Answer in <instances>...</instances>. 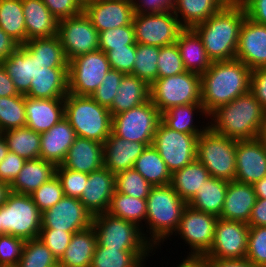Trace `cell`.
<instances>
[{"label": "cell", "mask_w": 266, "mask_h": 267, "mask_svg": "<svg viewBox=\"0 0 266 267\" xmlns=\"http://www.w3.org/2000/svg\"><path fill=\"white\" fill-rule=\"evenodd\" d=\"M251 69L238 59L213 61L201 75V104L210 115L250 91Z\"/></svg>", "instance_id": "1"}, {"label": "cell", "mask_w": 266, "mask_h": 267, "mask_svg": "<svg viewBox=\"0 0 266 267\" xmlns=\"http://www.w3.org/2000/svg\"><path fill=\"white\" fill-rule=\"evenodd\" d=\"M266 110L251 91L219 106L209 115V127L236 141L257 139Z\"/></svg>", "instance_id": "2"}, {"label": "cell", "mask_w": 266, "mask_h": 267, "mask_svg": "<svg viewBox=\"0 0 266 267\" xmlns=\"http://www.w3.org/2000/svg\"><path fill=\"white\" fill-rule=\"evenodd\" d=\"M245 18L246 11L242 4H226L206 21L193 27L212 62L235 59Z\"/></svg>", "instance_id": "3"}, {"label": "cell", "mask_w": 266, "mask_h": 267, "mask_svg": "<svg viewBox=\"0 0 266 267\" xmlns=\"http://www.w3.org/2000/svg\"><path fill=\"white\" fill-rule=\"evenodd\" d=\"M146 202V222L141 229L145 239L152 247L162 250L161 245H164L165 241L171 240L177 231L188 203L178 196L170 184L152 186Z\"/></svg>", "instance_id": "4"}, {"label": "cell", "mask_w": 266, "mask_h": 267, "mask_svg": "<svg viewBox=\"0 0 266 267\" xmlns=\"http://www.w3.org/2000/svg\"><path fill=\"white\" fill-rule=\"evenodd\" d=\"M64 105L65 119L76 137L104 144L112 133V115L107 107L99 105L91 96L71 93L64 98Z\"/></svg>", "instance_id": "5"}, {"label": "cell", "mask_w": 266, "mask_h": 267, "mask_svg": "<svg viewBox=\"0 0 266 267\" xmlns=\"http://www.w3.org/2000/svg\"><path fill=\"white\" fill-rule=\"evenodd\" d=\"M2 235L8 234L24 241L38 238L42 226V212L30 195L10 192L0 206Z\"/></svg>", "instance_id": "6"}, {"label": "cell", "mask_w": 266, "mask_h": 267, "mask_svg": "<svg viewBox=\"0 0 266 267\" xmlns=\"http://www.w3.org/2000/svg\"><path fill=\"white\" fill-rule=\"evenodd\" d=\"M236 140L215 133L210 127L197 139L196 158L211 177L234 181L236 176Z\"/></svg>", "instance_id": "7"}, {"label": "cell", "mask_w": 266, "mask_h": 267, "mask_svg": "<svg viewBox=\"0 0 266 267\" xmlns=\"http://www.w3.org/2000/svg\"><path fill=\"white\" fill-rule=\"evenodd\" d=\"M150 88V99L160 114L175 106L201 103V75L194 72L157 79Z\"/></svg>", "instance_id": "8"}, {"label": "cell", "mask_w": 266, "mask_h": 267, "mask_svg": "<svg viewBox=\"0 0 266 267\" xmlns=\"http://www.w3.org/2000/svg\"><path fill=\"white\" fill-rule=\"evenodd\" d=\"M97 243L108 249H154L135 223L102 213L93 217Z\"/></svg>", "instance_id": "9"}, {"label": "cell", "mask_w": 266, "mask_h": 267, "mask_svg": "<svg viewBox=\"0 0 266 267\" xmlns=\"http://www.w3.org/2000/svg\"><path fill=\"white\" fill-rule=\"evenodd\" d=\"M161 114L151 99L112 116V132L124 140L151 146Z\"/></svg>", "instance_id": "10"}, {"label": "cell", "mask_w": 266, "mask_h": 267, "mask_svg": "<svg viewBox=\"0 0 266 267\" xmlns=\"http://www.w3.org/2000/svg\"><path fill=\"white\" fill-rule=\"evenodd\" d=\"M110 70L107 55L102 50L75 57L68 61V92L92 96Z\"/></svg>", "instance_id": "11"}, {"label": "cell", "mask_w": 266, "mask_h": 267, "mask_svg": "<svg viewBox=\"0 0 266 267\" xmlns=\"http://www.w3.org/2000/svg\"><path fill=\"white\" fill-rule=\"evenodd\" d=\"M197 139V135L175 131L160 120L152 146L159 152L172 174L196 159Z\"/></svg>", "instance_id": "12"}, {"label": "cell", "mask_w": 266, "mask_h": 267, "mask_svg": "<svg viewBox=\"0 0 266 267\" xmlns=\"http://www.w3.org/2000/svg\"><path fill=\"white\" fill-rule=\"evenodd\" d=\"M218 217L197 211L187 205L180 224L173 236L182 239L189 246L187 256H204L212 246ZM180 237V238H179Z\"/></svg>", "instance_id": "13"}, {"label": "cell", "mask_w": 266, "mask_h": 267, "mask_svg": "<svg viewBox=\"0 0 266 267\" xmlns=\"http://www.w3.org/2000/svg\"><path fill=\"white\" fill-rule=\"evenodd\" d=\"M136 43L163 47L175 44L183 27L173 11L151 14H134Z\"/></svg>", "instance_id": "14"}, {"label": "cell", "mask_w": 266, "mask_h": 267, "mask_svg": "<svg viewBox=\"0 0 266 267\" xmlns=\"http://www.w3.org/2000/svg\"><path fill=\"white\" fill-rule=\"evenodd\" d=\"M58 36L67 61L99 50V32L84 12L59 20Z\"/></svg>", "instance_id": "15"}, {"label": "cell", "mask_w": 266, "mask_h": 267, "mask_svg": "<svg viewBox=\"0 0 266 267\" xmlns=\"http://www.w3.org/2000/svg\"><path fill=\"white\" fill-rule=\"evenodd\" d=\"M249 225L241 221L218 218L214 239L206 258L243 259L248 249Z\"/></svg>", "instance_id": "16"}, {"label": "cell", "mask_w": 266, "mask_h": 267, "mask_svg": "<svg viewBox=\"0 0 266 267\" xmlns=\"http://www.w3.org/2000/svg\"><path fill=\"white\" fill-rule=\"evenodd\" d=\"M93 216L77 198L64 196L42 213L41 229L76 233L92 226Z\"/></svg>", "instance_id": "17"}, {"label": "cell", "mask_w": 266, "mask_h": 267, "mask_svg": "<svg viewBox=\"0 0 266 267\" xmlns=\"http://www.w3.org/2000/svg\"><path fill=\"white\" fill-rule=\"evenodd\" d=\"M83 12L98 32L132 24V0H91L83 4Z\"/></svg>", "instance_id": "18"}, {"label": "cell", "mask_w": 266, "mask_h": 267, "mask_svg": "<svg viewBox=\"0 0 266 267\" xmlns=\"http://www.w3.org/2000/svg\"><path fill=\"white\" fill-rule=\"evenodd\" d=\"M235 58L251 70L266 67V25L246 16L240 29Z\"/></svg>", "instance_id": "19"}, {"label": "cell", "mask_w": 266, "mask_h": 267, "mask_svg": "<svg viewBox=\"0 0 266 267\" xmlns=\"http://www.w3.org/2000/svg\"><path fill=\"white\" fill-rule=\"evenodd\" d=\"M266 176V149L258 139L236 142L235 181L254 185Z\"/></svg>", "instance_id": "20"}, {"label": "cell", "mask_w": 266, "mask_h": 267, "mask_svg": "<svg viewBox=\"0 0 266 267\" xmlns=\"http://www.w3.org/2000/svg\"><path fill=\"white\" fill-rule=\"evenodd\" d=\"M115 190V174L103 166L88 174L79 201L94 217L107 212Z\"/></svg>", "instance_id": "21"}, {"label": "cell", "mask_w": 266, "mask_h": 267, "mask_svg": "<svg viewBox=\"0 0 266 267\" xmlns=\"http://www.w3.org/2000/svg\"><path fill=\"white\" fill-rule=\"evenodd\" d=\"M26 125L37 133L47 132L65 118L64 99H37L25 95Z\"/></svg>", "instance_id": "22"}, {"label": "cell", "mask_w": 266, "mask_h": 267, "mask_svg": "<svg viewBox=\"0 0 266 267\" xmlns=\"http://www.w3.org/2000/svg\"><path fill=\"white\" fill-rule=\"evenodd\" d=\"M147 146L146 143L124 140L112 132L103 144L104 167L115 175L131 169Z\"/></svg>", "instance_id": "23"}, {"label": "cell", "mask_w": 266, "mask_h": 267, "mask_svg": "<svg viewBox=\"0 0 266 267\" xmlns=\"http://www.w3.org/2000/svg\"><path fill=\"white\" fill-rule=\"evenodd\" d=\"M103 159L104 150L102 143L76 137L60 166L89 174L104 166Z\"/></svg>", "instance_id": "24"}, {"label": "cell", "mask_w": 266, "mask_h": 267, "mask_svg": "<svg viewBox=\"0 0 266 267\" xmlns=\"http://www.w3.org/2000/svg\"><path fill=\"white\" fill-rule=\"evenodd\" d=\"M256 193L251 184L228 181L221 219L248 223L256 202Z\"/></svg>", "instance_id": "25"}, {"label": "cell", "mask_w": 266, "mask_h": 267, "mask_svg": "<svg viewBox=\"0 0 266 267\" xmlns=\"http://www.w3.org/2000/svg\"><path fill=\"white\" fill-rule=\"evenodd\" d=\"M76 134L70 123L63 118L47 132L41 133L40 158L61 165Z\"/></svg>", "instance_id": "26"}, {"label": "cell", "mask_w": 266, "mask_h": 267, "mask_svg": "<svg viewBox=\"0 0 266 267\" xmlns=\"http://www.w3.org/2000/svg\"><path fill=\"white\" fill-rule=\"evenodd\" d=\"M27 41L58 35L57 18L42 0H22Z\"/></svg>", "instance_id": "27"}, {"label": "cell", "mask_w": 266, "mask_h": 267, "mask_svg": "<svg viewBox=\"0 0 266 267\" xmlns=\"http://www.w3.org/2000/svg\"><path fill=\"white\" fill-rule=\"evenodd\" d=\"M195 116L196 118L197 116H199V118L202 116L201 119L204 121L206 120V123L204 121L201 122L202 124L197 122L199 124L197 125V123L194 122ZM203 117L205 119H203ZM208 118L209 114L205 111L201 103L179 105L168 109L164 113H161V121L167 127L181 133L197 135L198 137L209 128Z\"/></svg>", "instance_id": "28"}, {"label": "cell", "mask_w": 266, "mask_h": 267, "mask_svg": "<svg viewBox=\"0 0 266 267\" xmlns=\"http://www.w3.org/2000/svg\"><path fill=\"white\" fill-rule=\"evenodd\" d=\"M155 249H108L96 244L90 267H148ZM153 255V256H152Z\"/></svg>", "instance_id": "29"}, {"label": "cell", "mask_w": 266, "mask_h": 267, "mask_svg": "<svg viewBox=\"0 0 266 267\" xmlns=\"http://www.w3.org/2000/svg\"><path fill=\"white\" fill-rule=\"evenodd\" d=\"M186 71L202 75L212 63L202 39L193 28H183L175 42Z\"/></svg>", "instance_id": "30"}, {"label": "cell", "mask_w": 266, "mask_h": 267, "mask_svg": "<svg viewBox=\"0 0 266 267\" xmlns=\"http://www.w3.org/2000/svg\"><path fill=\"white\" fill-rule=\"evenodd\" d=\"M56 175V165L41 158L26 160L10 185L11 192L30 195Z\"/></svg>", "instance_id": "31"}, {"label": "cell", "mask_w": 266, "mask_h": 267, "mask_svg": "<svg viewBox=\"0 0 266 267\" xmlns=\"http://www.w3.org/2000/svg\"><path fill=\"white\" fill-rule=\"evenodd\" d=\"M150 85L137 76L127 74L121 80L112 105L108 108L114 116L137 107L150 99Z\"/></svg>", "instance_id": "32"}, {"label": "cell", "mask_w": 266, "mask_h": 267, "mask_svg": "<svg viewBox=\"0 0 266 267\" xmlns=\"http://www.w3.org/2000/svg\"><path fill=\"white\" fill-rule=\"evenodd\" d=\"M96 244L93 226L73 233L71 242L58 262L66 267H90Z\"/></svg>", "instance_id": "33"}, {"label": "cell", "mask_w": 266, "mask_h": 267, "mask_svg": "<svg viewBox=\"0 0 266 267\" xmlns=\"http://www.w3.org/2000/svg\"><path fill=\"white\" fill-rule=\"evenodd\" d=\"M228 181L215 177H209L203 182L200 190L188 202L193 209L208 214H212L219 218L226 197Z\"/></svg>", "instance_id": "34"}, {"label": "cell", "mask_w": 266, "mask_h": 267, "mask_svg": "<svg viewBox=\"0 0 266 267\" xmlns=\"http://www.w3.org/2000/svg\"><path fill=\"white\" fill-rule=\"evenodd\" d=\"M209 177V171L196 158L190 164L171 174L170 185L178 196L188 203Z\"/></svg>", "instance_id": "35"}, {"label": "cell", "mask_w": 266, "mask_h": 267, "mask_svg": "<svg viewBox=\"0 0 266 267\" xmlns=\"http://www.w3.org/2000/svg\"><path fill=\"white\" fill-rule=\"evenodd\" d=\"M225 5L223 0H175L173 12L183 28H193Z\"/></svg>", "instance_id": "36"}, {"label": "cell", "mask_w": 266, "mask_h": 267, "mask_svg": "<svg viewBox=\"0 0 266 267\" xmlns=\"http://www.w3.org/2000/svg\"><path fill=\"white\" fill-rule=\"evenodd\" d=\"M133 168L137 170L152 186H164L171 182L168 170L159 152L151 145L136 159Z\"/></svg>", "instance_id": "37"}, {"label": "cell", "mask_w": 266, "mask_h": 267, "mask_svg": "<svg viewBox=\"0 0 266 267\" xmlns=\"http://www.w3.org/2000/svg\"><path fill=\"white\" fill-rule=\"evenodd\" d=\"M2 134L6 140L9 151L14 152L26 160L40 158V133L24 126L7 130Z\"/></svg>", "instance_id": "38"}, {"label": "cell", "mask_w": 266, "mask_h": 267, "mask_svg": "<svg viewBox=\"0 0 266 267\" xmlns=\"http://www.w3.org/2000/svg\"><path fill=\"white\" fill-rule=\"evenodd\" d=\"M22 0H0V28L20 46L27 42Z\"/></svg>", "instance_id": "39"}, {"label": "cell", "mask_w": 266, "mask_h": 267, "mask_svg": "<svg viewBox=\"0 0 266 267\" xmlns=\"http://www.w3.org/2000/svg\"><path fill=\"white\" fill-rule=\"evenodd\" d=\"M68 93V73H40L32 79L26 96L37 99H64Z\"/></svg>", "instance_id": "40"}, {"label": "cell", "mask_w": 266, "mask_h": 267, "mask_svg": "<svg viewBox=\"0 0 266 267\" xmlns=\"http://www.w3.org/2000/svg\"><path fill=\"white\" fill-rule=\"evenodd\" d=\"M107 213L137 224L140 228L145 225L147 215L146 199H138L115 190Z\"/></svg>", "instance_id": "41"}, {"label": "cell", "mask_w": 266, "mask_h": 267, "mask_svg": "<svg viewBox=\"0 0 266 267\" xmlns=\"http://www.w3.org/2000/svg\"><path fill=\"white\" fill-rule=\"evenodd\" d=\"M1 63L13 81L18 93L26 95L31 86L29 50L24 45H21Z\"/></svg>", "instance_id": "42"}, {"label": "cell", "mask_w": 266, "mask_h": 267, "mask_svg": "<svg viewBox=\"0 0 266 267\" xmlns=\"http://www.w3.org/2000/svg\"><path fill=\"white\" fill-rule=\"evenodd\" d=\"M24 46L42 62H52V68H68V61L58 35L28 40Z\"/></svg>", "instance_id": "43"}, {"label": "cell", "mask_w": 266, "mask_h": 267, "mask_svg": "<svg viewBox=\"0 0 266 267\" xmlns=\"http://www.w3.org/2000/svg\"><path fill=\"white\" fill-rule=\"evenodd\" d=\"M160 47L136 43V57L132 75L146 81L150 86L158 79Z\"/></svg>", "instance_id": "44"}, {"label": "cell", "mask_w": 266, "mask_h": 267, "mask_svg": "<svg viewBox=\"0 0 266 267\" xmlns=\"http://www.w3.org/2000/svg\"><path fill=\"white\" fill-rule=\"evenodd\" d=\"M25 125V95L0 97V133Z\"/></svg>", "instance_id": "45"}, {"label": "cell", "mask_w": 266, "mask_h": 267, "mask_svg": "<svg viewBox=\"0 0 266 267\" xmlns=\"http://www.w3.org/2000/svg\"><path fill=\"white\" fill-rule=\"evenodd\" d=\"M57 262V258L38 237L24 242L16 267H52Z\"/></svg>", "instance_id": "46"}, {"label": "cell", "mask_w": 266, "mask_h": 267, "mask_svg": "<svg viewBox=\"0 0 266 267\" xmlns=\"http://www.w3.org/2000/svg\"><path fill=\"white\" fill-rule=\"evenodd\" d=\"M152 185L134 168L115 175V189L125 195L138 199H146Z\"/></svg>", "instance_id": "47"}, {"label": "cell", "mask_w": 266, "mask_h": 267, "mask_svg": "<svg viewBox=\"0 0 266 267\" xmlns=\"http://www.w3.org/2000/svg\"><path fill=\"white\" fill-rule=\"evenodd\" d=\"M125 45H136L133 24L99 32V50L107 53Z\"/></svg>", "instance_id": "48"}, {"label": "cell", "mask_w": 266, "mask_h": 267, "mask_svg": "<svg viewBox=\"0 0 266 267\" xmlns=\"http://www.w3.org/2000/svg\"><path fill=\"white\" fill-rule=\"evenodd\" d=\"M33 202L43 213L53 207L65 195L60 179L55 175L49 181L43 183L38 189L30 194Z\"/></svg>", "instance_id": "49"}, {"label": "cell", "mask_w": 266, "mask_h": 267, "mask_svg": "<svg viewBox=\"0 0 266 267\" xmlns=\"http://www.w3.org/2000/svg\"><path fill=\"white\" fill-rule=\"evenodd\" d=\"M186 71L179 49L175 44L160 47L158 79L178 75Z\"/></svg>", "instance_id": "50"}, {"label": "cell", "mask_w": 266, "mask_h": 267, "mask_svg": "<svg viewBox=\"0 0 266 267\" xmlns=\"http://www.w3.org/2000/svg\"><path fill=\"white\" fill-rule=\"evenodd\" d=\"M246 259L255 266L266 267V226H249Z\"/></svg>", "instance_id": "51"}, {"label": "cell", "mask_w": 266, "mask_h": 267, "mask_svg": "<svg viewBox=\"0 0 266 267\" xmlns=\"http://www.w3.org/2000/svg\"><path fill=\"white\" fill-rule=\"evenodd\" d=\"M56 175L61 181L64 195L66 197L80 199L88 180V174L57 165Z\"/></svg>", "instance_id": "52"}, {"label": "cell", "mask_w": 266, "mask_h": 267, "mask_svg": "<svg viewBox=\"0 0 266 267\" xmlns=\"http://www.w3.org/2000/svg\"><path fill=\"white\" fill-rule=\"evenodd\" d=\"M124 73L111 69L108 71L96 91L91 96L99 105L109 108L117 95Z\"/></svg>", "instance_id": "53"}, {"label": "cell", "mask_w": 266, "mask_h": 267, "mask_svg": "<svg viewBox=\"0 0 266 267\" xmlns=\"http://www.w3.org/2000/svg\"><path fill=\"white\" fill-rule=\"evenodd\" d=\"M24 240L4 234L0 236V267H16L21 258Z\"/></svg>", "instance_id": "54"}, {"label": "cell", "mask_w": 266, "mask_h": 267, "mask_svg": "<svg viewBox=\"0 0 266 267\" xmlns=\"http://www.w3.org/2000/svg\"><path fill=\"white\" fill-rule=\"evenodd\" d=\"M106 55L111 69L120 71L125 75H132L136 57V45L114 48L109 50Z\"/></svg>", "instance_id": "55"}, {"label": "cell", "mask_w": 266, "mask_h": 267, "mask_svg": "<svg viewBox=\"0 0 266 267\" xmlns=\"http://www.w3.org/2000/svg\"><path fill=\"white\" fill-rule=\"evenodd\" d=\"M72 236V232L56 229H41L39 239L42 240L57 260H59L71 242Z\"/></svg>", "instance_id": "56"}, {"label": "cell", "mask_w": 266, "mask_h": 267, "mask_svg": "<svg viewBox=\"0 0 266 267\" xmlns=\"http://www.w3.org/2000/svg\"><path fill=\"white\" fill-rule=\"evenodd\" d=\"M50 12L61 20L74 17L83 12V3L80 0H42Z\"/></svg>", "instance_id": "57"}, {"label": "cell", "mask_w": 266, "mask_h": 267, "mask_svg": "<svg viewBox=\"0 0 266 267\" xmlns=\"http://www.w3.org/2000/svg\"><path fill=\"white\" fill-rule=\"evenodd\" d=\"M25 162L26 159L8 151L6 157L0 162V181L11 185Z\"/></svg>", "instance_id": "58"}, {"label": "cell", "mask_w": 266, "mask_h": 267, "mask_svg": "<svg viewBox=\"0 0 266 267\" xmlns=\"http://www.w3.org/2000/svg\"><path fill=\"white\" fill-rule=\"evenodd\" d=\"M134 14H151L173 11L175 0H132Z\"/></svg>", "instance_id": "59"}, {"label": "cell", "mask_w": 266, "mask_h": 267, "mask_svg": "<svg viewBox=\"0 0 266 267\" xmlns=\"http://www.w3.org/2000/svg\"><path fill=\"white\" fill-rule=\"evenodd\" d=\"M250 91L266 110V67H259L251 71Z\"/></svg>", "instance_id": "60"}, {"label": "cell", "mask_w": 266, "mask_h": 267, "mask_svg": "<svg viewBox=\"0 0 266 267\" xmlns=\"http://www.w3.org/2000/svg\"><path fill=\"white\" fill-rule=\"evenodd\" d=\"M242 5L249 19L266 25V0H245Z\"/></svg>", "instance_id": "61"}, {"label": "cell", "mask_w": 266, "mask_h": 267, "mask_svg": "<svg viewBox=\"0 0 266 267\" xmlns=\"http://www.w3.org/2000/svg\"><path fill=\"white\" fill-rule=\"evenodd\" d=\"M30 81L40 73H68V68H52V62H42L29 51Z\"/></svg>", "instance_id": "62"}, {"label": "cell", "mask_w": 266, "mask_h": 267, "mask_svg": "<svg viewBox=\"0 0 266 267\" xmlns=\"http://www.w3.org/2000/svg\"><path fill=\"white\" fill-rule=\"evenodd\" d=\"M247 224L249 226H266V199H256Z\"/></svg>", "instance_id": "63"}, {"label": "cell", "mask_w": 266, "mask_h": 267, "mask_svg": "<svg viewBox=\"0 0 266 267\" xmlns=\"http://www.w3.org/2000/svg\"><path fill=\"white\" fill-rule=\"evenodd\" d=\"M208 267H258L248 259H217L207 258Z\"/></svg>", "instance_id": "64"}, {"label": "cell", "mask_w": 266, "mask_h": 267, "mask_svg": "<svg viewBox=\"0 0 266 267\" xmlns=\"http://www.w3.org/2000/svg\"><path fill=\"white\" fill-rule=\"evenodd\" d=\"M20 45L0 28V63L6 60Z\"/></svg>", "instance_id": "65"}, {"label": "cell", "mask_w": 266, "mask_h": 267, "mask_svg": "<svg viewBox=\"0 0 266 267\" xmlns=\"http://www.w3.org/2000/svg\"><path fill=\"white\" fill-rule=\"evenodd\" d=\"M18 94L13 81L7 74L2 63H0V97L16 96Z\"/></svg>", "instance_id": "66"}, {"label": "cell", "mask_w": 266, "mask_h": 267, "mask_svg": "<svg viewBox=\"0 0 266 267\" xmlns=\"http://www.w3.org/2000/svg\"><path fill=\"white\" fill-rule=\"evenodd\" d=\"M180 261L174 267H208L207 258L204 256H185Z\"/></svg>", "instance_id": "67"}, {"label": "cell", "mask_w": 266, "mask_h": 267, "mask_svg": "<svg viewBox=\"0 0 266 267\" xmlns=\"http://www.w3.org/2000/svg\"><path fill=\"white\" fill-rule=\"evenodd\" d=\"M254 190L257 198L266 199V176L254 185Z\"/></svg>", "instance_id": "68"}, {"label": "cell", "mask_w": 266, "mask_h": 267, "mask_svg": "<svg viewBox=\"0 0 266 267\" xmlns=\"http://www.w3.org/2000/svg\"><path fill=\"white\" fill-rule=\"evenodd\" d=\"M10 192V185L0 181V206L6 201Z\"/></svg>", "instance_id": "69"}, {"label": "cell", "mask_w": 266, "mask_h": 267, "mask_svg": "<svg viewBox=\"0 0 266 267\" xmlns=\"http://www.w3.org/2000/svg\"><path fill=\"white\" fill-rule=\"evenodd\" d=\"M8 146L2 133H0V162L6 157L8 152Z\"/></svg>", "instance_id": "70"}, {"label": "cell", "mask_w": 266, "mask_h": 267, "mask_svg": "<svg viewBox=\"0 0 266 267\" xmlns=\"http://www.w3.org/2000/svg\"><path fill=\"white\" fill-rule=\"evenodd\" d=\"M257 139L263 144V146L266 149V119L264 120L263 124L261 125Z\"/></svg>", "instance_id": "71"}, {"label": "cell", "mask_w": 266, "mask_h": 267, "mask_svg": "<svg viewBox=\"0 0 266 267\" xmlns=\"http://www.w3.org/2000/svg\"><path fill=\"white\" fill-rule=\"evenodd\" d=\"M226 4H242L245 0H223Z\"/></svg>", "instance_id": "72"}, {"label": "cell", "mask_w": 266, "mask_h": 267, "mask_svg": "<svg viewBox=\"0 0 266 267\" xmlns=\"http://www.w3.org/2000/svg\"><path fill=\"white\" fill-rule=\"evenodd\" d=\"M52 267H66L65 265H62L61 263L57 262L55 265Z\"/></svg>", "instance_id": "73"}, {"label": "cell", "mask_w": 266, "mask_h": 267, "mask_svg": "<svg viewBox=\"0 0 266 267\" xmlns=\"http://www.w3.org/2000/svg\"><path fill=\"white\" fill-rule=\"evenodd\" d=\"M83 4H85L86 2L88 1H91V0H80Z\"/></svg>", "instance_id": "74"}, {"label": "cell", "mask_w": 266, "mask_h": 267, "mask_svg": "<svg viewBox=\"0 0 266 267\" xmlns=\"http://www.w3.org/2000/svg\"><path fill=\"white\" fill-rule=\"evenodd\" d=\"M2 235V226H0V236Z\"/></svg>", "instance_id": "75"}]
</instances>
